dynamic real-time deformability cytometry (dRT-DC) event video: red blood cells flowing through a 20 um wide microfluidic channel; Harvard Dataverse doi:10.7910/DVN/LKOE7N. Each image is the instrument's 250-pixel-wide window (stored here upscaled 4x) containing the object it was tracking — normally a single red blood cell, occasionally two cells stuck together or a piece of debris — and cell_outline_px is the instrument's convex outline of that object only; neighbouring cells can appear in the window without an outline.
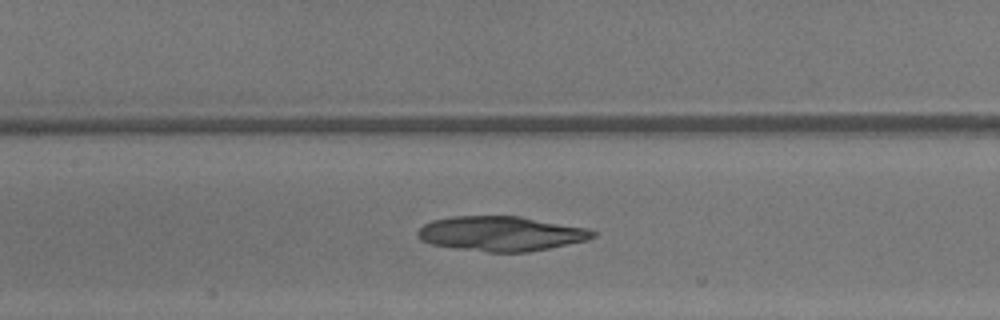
{"species": "common noctule bat (a hibernating species)", "species_latin": "Nyctalus noctula", "temperature_condition": "warm", "stored_images_in_passage": 40, "camera_frame_rate_fps": 3000, "um_per_image_px": 0.085, "animal": {"sex": "male", "body_mass_g": 13.3}, "frame": {"image": 1, "passage_image": 23, "time_ms": 7.333, "image_size_px": [1000, 320], "cell_outline_px": [[596, 236], [588, 240], [528, 252], [488, 252], [456, 248], [432, 244], [420, 240], [416, 236], [416, 232], [424, 224], [432, 220], [452, 216], [520, 216], [588, 228], [596, 232]], "centroid_in_image_um": [42.58, 19.85], "position_along_channel_um": 164.8, "area_um2": 35.55}}
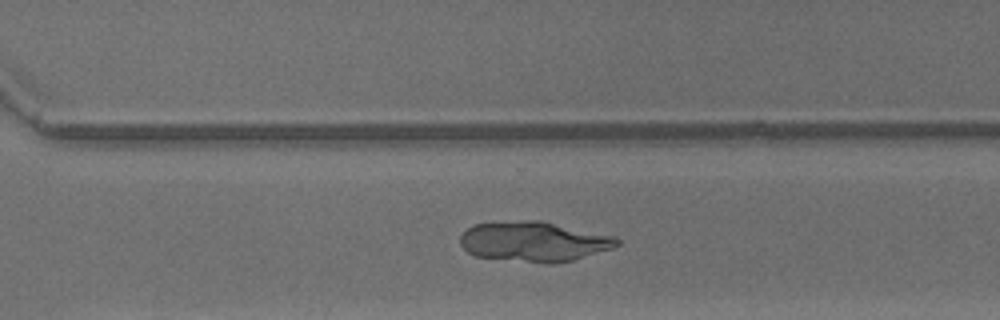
{"frame": {"image": 2, "passage_image": 34, "time_ms": 11.0, "image_size_px": [1000, 320], "cell_outline_px": [[620, 244], [612, 248], [572, 260], [556, 264], [548, 264], [476, 256], [468, 252], [460, 244], [460, 236], [468, 228], [476, 224], [528, 220], [540, 220], [616, 236], [620, 240]], "centroid_in_image_um": [45.42, 20.53], "position_along_channel_um": 325.2, "area_um2": 36.41}}
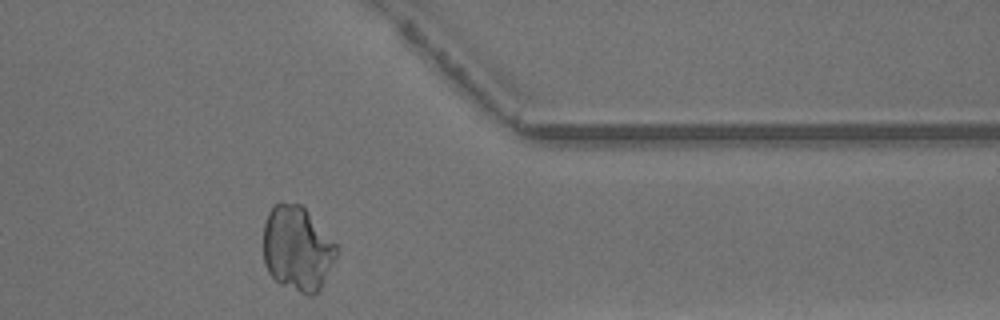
{"frame": {"image": 3, "passage_image": 39, "time_ms": 12.667, "image_size_px": [1000, 320], "cell_outline_px": [[340, 248], [320, 288], [312, 296], [308, 296], [280, 284], [268, 272], [264, 264], [264, 224], [268, 212], [280, 200], [300, 204], [304, 208]], "centroid_in_image_um": [25.25, 21.12], "position_along_channel_um": 386.1, "area_um2": 36.07}}